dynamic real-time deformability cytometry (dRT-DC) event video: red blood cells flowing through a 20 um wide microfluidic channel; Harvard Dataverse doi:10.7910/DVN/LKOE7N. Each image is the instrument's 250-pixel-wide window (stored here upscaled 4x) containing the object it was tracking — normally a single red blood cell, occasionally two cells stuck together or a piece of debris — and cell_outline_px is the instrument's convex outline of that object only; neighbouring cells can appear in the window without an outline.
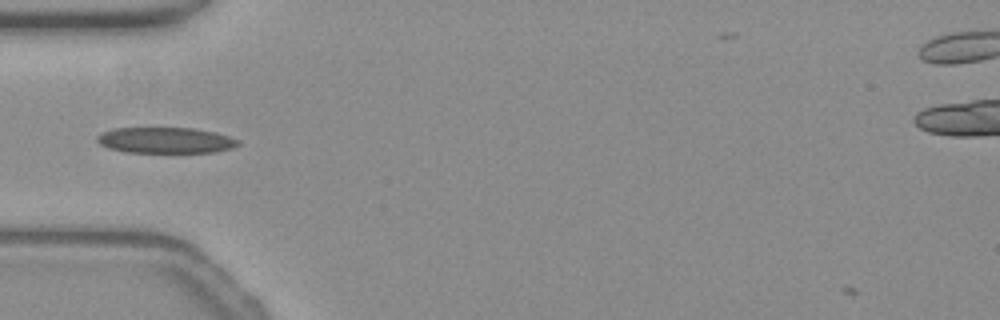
{"species": "common noctule bat (a hibernating species)", "species_latin": "Nyctalus noctula", "temperature_condition": "warm", "stored_images_in_passage": 35, "camera_frame_rate_fps": 3000, "um_per_image_px": 0.085, "animal": {"sex": "female", "body_mass_g": 19.3, "forearm_length_mm": 54.1}, "frame": {"image": 1, "passage_image": 2, "time_ms": 0.333, "image_size_px": [1000, 320], "cell_outline_px": [[240, 144], [232, 148], [216, 152], [124, 152], [108, 148], [100, 144], [96, 140], [96, 136], [112, 128], [192, 128], [216, 132], [240, 140]], "centroid_in_image_um": [14.08, 11.92], "position_along_channel_um": 70.9, "area_um2": 21.33}}
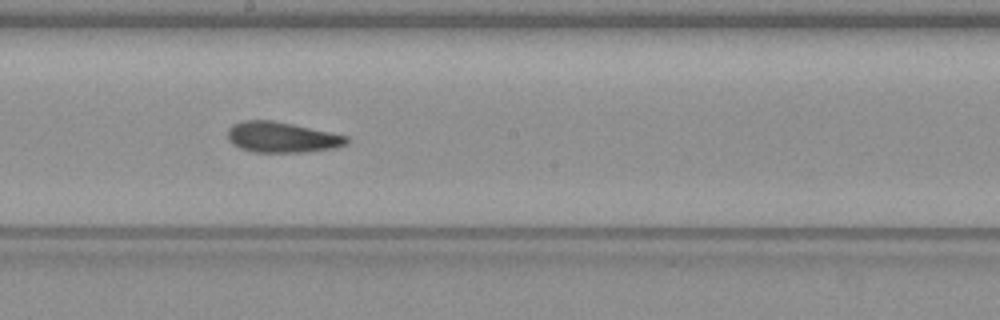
{"frame": {"image": 2, "passage_image": 14, "time_ms": 4.333, "image_size_px": [1000, 320], "cell_outline_px": [[352, 140], [348, 144], [336, 148], [304, 152], [252, 152], [240, 148], [232, 144], [228, 140], [228, 128], [232, 124], [244, 120], [272, 120], [292, 124], [348, 136]], "centroid_in_image_um": [23.97, 11.67], "position_along_channel_um": 224.2, "area_um2": 21.39}}
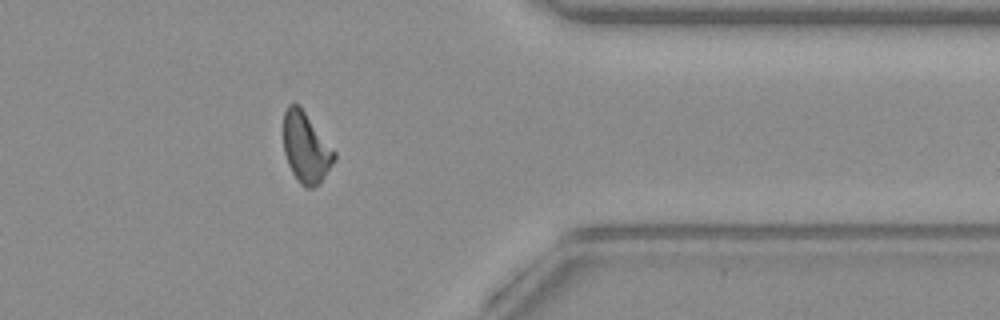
{"frame": {"image": 3, "passage_image": 28, "time_ms": 9.0, "image_size_px": [1000, 320], "cell_outline_px": [[336, 160], [320, 184], [312, 188], [304, 188], [296, 180], [288, 164], [284, 152], [284, 112], [288, 104], [300, 104], [336, 152]], "centroid_in_image_um": [26.02, 12.57], "position_along_channel_um": 385.4, "area_um2": 21.21}}